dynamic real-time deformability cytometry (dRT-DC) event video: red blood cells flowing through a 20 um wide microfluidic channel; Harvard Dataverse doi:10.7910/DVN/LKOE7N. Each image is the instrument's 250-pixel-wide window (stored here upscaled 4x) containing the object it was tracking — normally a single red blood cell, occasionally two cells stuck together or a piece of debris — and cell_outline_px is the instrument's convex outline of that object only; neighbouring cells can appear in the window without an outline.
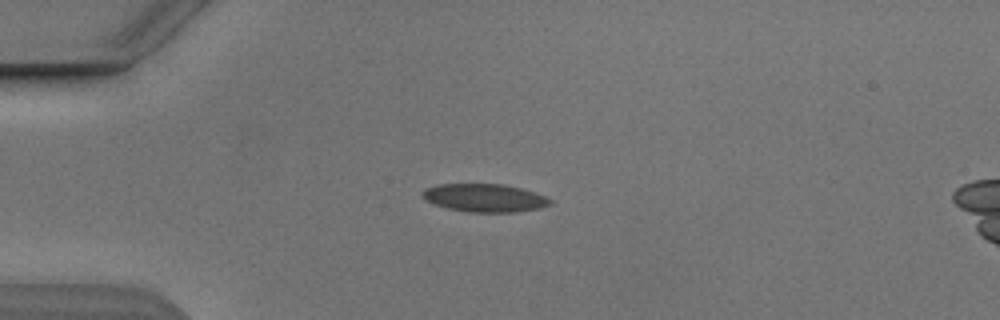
{"species": "Egyptian fruit bat (a non-hibernating species)", "species_latin": "Rousettus aegyptiacus", "temperature_condition": "cold", "stored_images_in_passage": 6, "camera_frame_rate_fps": 3000, "um_per_image_px": 0.085, "animal": {"sex": "male"}, "frame": {"image": 1, "passage_image": 3, "time_ms": 2.0, "image_size_px": [1000, 320], "cell_outline_px": [[552, 204], [540, 208], [516, 212], [468, 212], [448, 208], [432, 204], [424, 200], [420, 196], [420, 192], [424, 188], [436, 184], [504, 184], [536, 192], [552, 200]], "centroid_in_image_um": [41.14, 16.81], "position_along_channel_um": 43.9, "area_um2": 21.21}}
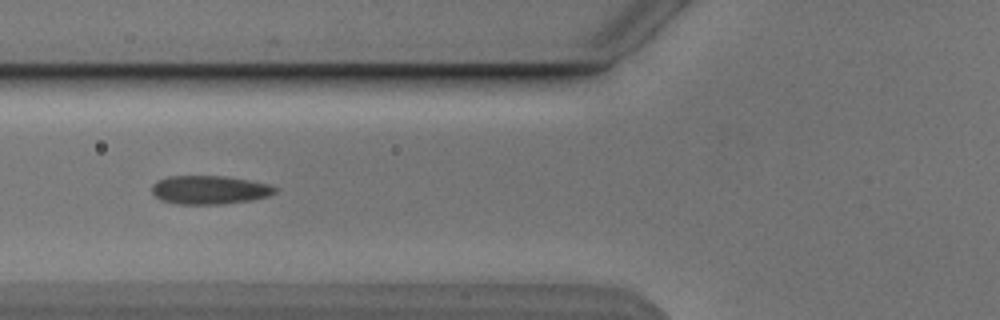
{"frame": {"image": 2, "passage_image": 5, "time_ms": 4.333, "image_size_px": [1000, 320], "cell_outline_px": [[280, 188], [276, 192], [268, 196], [252, 200], [220, 204], [176, 204], [160, 200], [152, 192], [152, 184], [168, 176], [224, 176], [248, 180], [268, 184]], "centroid_in_image_um": [17.82, 16.14], "position_along_channel_um": 108.0, "area_um2": 20.52}}